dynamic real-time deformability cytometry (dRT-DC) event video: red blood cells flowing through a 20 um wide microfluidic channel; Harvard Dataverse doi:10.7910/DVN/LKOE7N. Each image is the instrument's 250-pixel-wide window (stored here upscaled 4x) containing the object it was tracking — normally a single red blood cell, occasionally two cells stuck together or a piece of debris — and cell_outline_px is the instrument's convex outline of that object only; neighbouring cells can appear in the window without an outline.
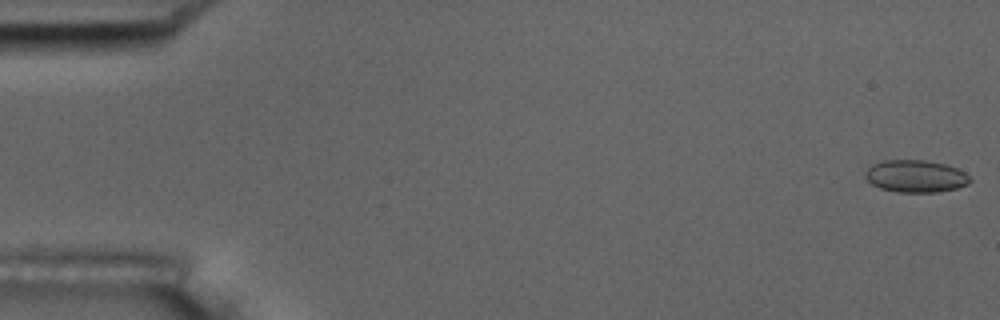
{"species": "common noctule bat (a hibernating species)", "species_latin": "Nyctalus noctula", "temperature_condition": "room temperature", "stored_images_in_passage": 57, "camera_frame_rate_fps": 3000, "um_per_image_px": 0.085, "animal": {"sex": "male", "body_mass_g": 17.5, "forearm_length_mm": 52.3}, "frame": {"image": 1, "passage_image": 1, "time_ms": 0.0, "image_size_px": [1000, 320], "cell_outline_px": [[972, 180], [968, 184], [956, 188], [936, 192], [896, 192], [880, 188], [872, 184], [864, 176], [864, 172], [872, 164], [884, 160], [924, 160], [944, 164], [956, 168], [964, 172]], "centroid_in_image_um": [77.8, 14.98], "position_along_channel_um": 7.2, "area_um2": 19.65}}
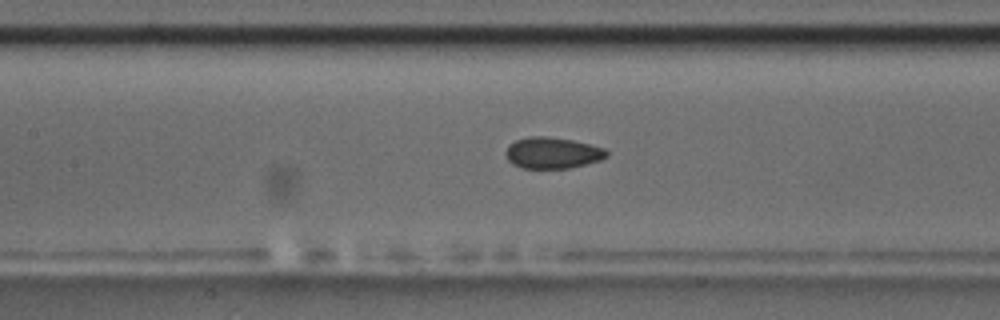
{"frame": {"image": 2, "passage_image": 26, "time_ms": 8.333, "image_size_px": [1000, 320], "cell_outline_px": [[608, 156], [600, 160], [568, 168], [524, 168], [512, 164], [508, 160], [504, 152], [508, 144], [516, 140], [528, 136], [544, 136], [572, 140], [604, 148], [608, 152]], "centroid_in_image_um": [46.91, 12.99], "position_along_channel_um": 160.5, "area_um2": 18.32}}
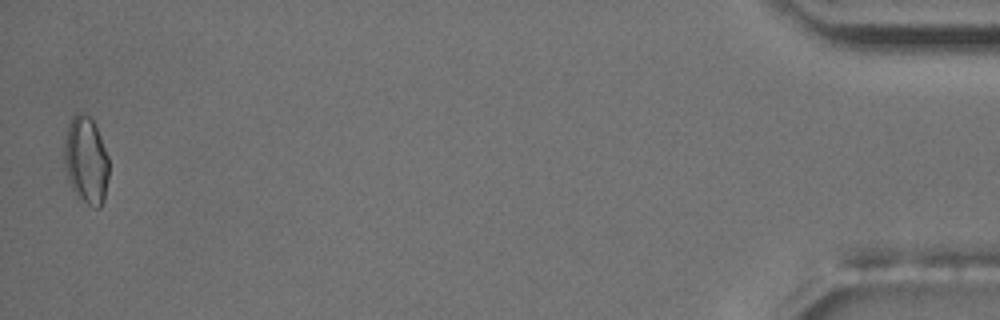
{"frame": {"image": 3, "passage_image": 56, "time_ms": 18.333, "image_size_px": [1000, 320], "cell_outline_px": [[108, 176], [104, 200], [100, 208], [96, 208], [88, 204], [72, 188], [68, 180], [64, 164], [64, 144], [68, 124], [72, 116], [76, 112], [84, 112], [92, 120], [100, 136], [108, 156]], "centroid_in_image_um": [7.31, 13.59], "position_along_channel_um": 427.9, "area_um2": 22.54}, "authors_computed_cell_mechanics": {"area_um2": 18.6694, "velocity_mm_per_s": 3.5793, "shape_relaxation_time_tau1_ms": null, "shape_relaxation_time_tau2_ms": 1.9971, "deformation_change_tau1": null, "deformation_change_tau2": 0.0692}}